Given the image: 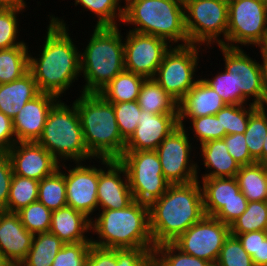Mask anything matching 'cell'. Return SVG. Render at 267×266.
<instances>
[{
	"label": "cell",
	"instance_id": "obj_40",
	"mask_svg": "<svg viewBox=\"0 0 267 266\" xmlns=\"http://www.w3.org/2000/svg\"><path fill=\"white\" fill-rule=\"evenodd\" d=\"M23 226L31 233L49 232L52 211L38 200L17 212Z\"/></svg>",
	"mask_w": 267,
	"mask_h": 266
},
{
	"label": "cell",
	"instance_id": "obj_16",
	"mask_svg": "<svg viewBox=\"0 0 267 266\" xmlns=\"http://www.w3.org/2000/svg\"><path fill=\"white\" fill-rule=\"evenodd\" d=\"M99 160L107 168H98L97 199L99 212L100 208L102 210L126 208L134 199L125 167L118 160L104 158H99Z\"/></svg>",
	"mask_w": 267,
	"mask_h": 266
},
{
	"label": "cell",
	"instance_id": "obj_10",
	"mask_svg": "<svg viewBox=\"0 0 267 266\" xmlns=\"http://www.w3.org/2000/svg\"><path fill=\"white\" fill-rule=\"evenodd\" d=\"M267 35V0H229L226 47H260ZM237 44V45H236Z\"/></svg>",
	"mask_w": 267,
	"mask_h": 266
},
{
	"label": "cell",
	"instance_id": "obj_43",
	"mask_svg": "<svg viewBox=\"0 0 267 266\" xmlns=\"http://www.w3.org/2000/svg\"><path fill=\"white\" fill-rule=\"evenodd\" d=\"M236 236L244 250L251 256L254 266H267V237L265 231H252Z\"/></svg>",
	"mask_w": 267,
	"mask_h": 266
},
{
	"label": "cell",
	"instance_id": "obj_28",
	"mask_svg": "<svg viewBox=\"0 0 267 266\" xmlns=\"http://www.w3.org/2000/svg\"><path fill=\"white\" fill-rule=\"evenodd\" d=\"M235 178L248 202L267 201V165L255 162L240 166Z\"/></svg>",
	"mask_w": 267,
	"mask_h": 266
},
{
	"label": "cell",
	"instance_id": "obj_18",
	"mask_svg": "<svg viewBox=\"0 0 267 266\" xmlns=\"http://www.w3.org/2000/svg\"><path fill=\"white\" fill-rule=\"evenodd\" d=\"M6 154L13 174L38 181L54 173L61 164L37 142H16Z\"/></svg>",
	"mask_w": 267,
	"mask_h": 266
},
{
	"label": "cell",
	"instance_id": "obj_17",
	"mask_svg": "<svg viewBox=\"0 0 267 266\" xmlns=\"http://www.w3.org/2000/svg\"><path fill=\"white\" fill-rule=\"evenodd\" d=\"M76 167L65 170L67 206L83 213L92 221L90 215L98 208V168L75 162Z\"/></svg>",
	"mask_w": 267,
	"mask_h": 266
},
{
	"label": "cell",
	"instance_id": "obj_26",
	"mask_svg": "<svg viewBox=\"0 0 267 266\" xmlns=\"http://www.w3.org/2000/svg\"><path fill=\"white\" fill-rule=\"evenodd\" d=\"M200 148V156L203 157V164L208 170V173L205 172L201 178L236 176L240 165L229 154L227 145L223 139L207 141L200 145Z\"/></svg>",
	"mask_w": 267,
	"mask_h": 266
},
{
	"label": "cell",
	"instance_id": "obj_58",
	"mask_svg": "<svg viewBox=\"0 0 267 266\" xmlns=\"http://www.w3.org/2000/svg\"><path fill=\"white\" fill-rule=\"evenodd\" d=\"M216 1L228 2L229 0H216Z\"/></svg>",
	"mask_w": 267,
	"mask_h": 266
},
{
	"label": "cell",
	"instance_id": "obj_15",
	"mask_svg": "<svg viewBox=\"0 0 267 266\" xmlns=\"http://www.w3.org/2000/svg\"><path fill=\"white\" fill-rule=\"evenodd\" d=\"M127 32L124 39L125 70L146 79L153 78L172 44L153 35L130 30Z\"/></svg>",
	"mask_w": 267,
	"mask_h": 266
},
{
	"label": "cell",
	"instance_id": "obj_1",
	"mask_svg": "<svg viewBox=\"0 0 267 266\" xmlns=\"http://www.w3.org/2000/svg\"><path fill=\"white\" fill-rule=\"evenodd\" d=\"M66 25L63 19L51 15L39 58L29 54L28 71L39 91L58 98L82 75L80 51L69 36Z\"/></svg>",
	"mask_w": 267,
	"mask_h": 266
},
{
	"label": "cell",
	"instance_id": "obj_30",
	"mask_svg": "<svg viewBox=\"0 0 267 266\" xmlns=\"http://www.w3.org/2000/svg\"><path fill=\"white\" fill-rule=\"evenodd\" d=\"M64 244L50 232L34 234L28 255L19 266H51Z\"/></svg>",
	"mask_w": 267,
	"mask_h": 266
},
{
	"label": "cell",
	"instance_id": "obj_21",
	"mask_svg": "<svg viewBox=\"0 0 267 266\" xmlns=\"http://www.w3.org/2000/svg\"><path fill=\"white\" fill-rule=\"evenodd\" d=\"M59 99L53 94L41 92L27 102L13 118L16 142H37L43 133L50 109Z\"/></svg>",
	"mask_w": 267,
	"mask_h": 266
},
{
	"label": "cell",
	"instance_id": "obj_13",
	"mask_svg": "<svg viewBox=\"0 0 267 266\" xmlns=\"http://www.w3.org/2000/svg\"><path fill=\"white\" fill-rule=\"evenodd\" d=\"M229 235V225L213 216L205 215L172 243L182 252L215 265Z\"/></svg>",
	"mask_w": 267,
	"mask_h": 266
},
{
	"label": "cell",
	"instance_id": "obj_27",
	"mask_svg": "<svg viewBox=\"0 0 267 266\" xmlns=\"http://www.w3.org/2000/svg\"><path fill=\"white\" fill-rule=\"evenodd\" d=\"M137 102L143 111L151 114H178V102L153 78L144 80Z\"/></svg>",
	"mask_w": 267,
	"mask_h": 266
},
{
	"label": "cell",
	"instance_id": "obj_54",
	"mask_svg": "<svg viewBox=\"0 0 267 266\" xmlns=\"http://www.w3.org/2000/svg\"><path fill=\"white\" fill-rule=\"evenodd\" d=\"M23 0H0V10L18 6Z\"/></svg>",
	"mask_w": 267,
	"mask_h": 266
},
{
	"label": "cell",
	"instance_id": "obj_37",
	"mask_svg": "<svg viewBox=\"0 0 267 266\" xmlns=\"http://www.w3.org/2000/svg\"><path fill=\"white\" fill-rule=\"evenodd\" d=\"M122 0H74L75 6L80 4L83 8L90 10L97 16L96 25L102 26H118L116 21L122 23L124 17V6L119 3Z\"/></svg>",
	"mask_w": 267,
	"mask_h": 266
},
{
	"label": "cell",
	"instance_id": "obj_52",
	"mask_svg": "<svg viewBox=\"0 0 267 266\" xmlns=\"http://www.w3.org/2000/svg\"><path fill=\"white\" fill-rule=\"evenodd\" d=\"M15 143L13 120L0 112V153H7Z\"/></svg>",
	"mask_w": 267,
	"mask_h": 266
},
{
	"label": "cell",
	"instance_id": "obj_2",
	"mask_svg": "<svg viewBox=\"0 0 267 266\" xmlns=\"http://www.w3.org/2000/svg\"><path fill=\"white\" fill-rule=\"evenodd\" d=\"M199 180L170 185L149 206V228L154 246L174 242L191 225L205 216Z\"/></svg>",
	"mask_w": 267,
	"mask_h": 266
},
{
	"label": "cell",
	"instance_id": "obj_53",
	"mask_svg": "<svg viewBox=\"0 0 267 266\" xmlns=\"http://www.w3.org/2000/svg\"><path fill=\"white\" fill-rule=\"evenodd\" d=\"M261 58H262V63H261V71H262V84H263V90L265 93V106H267V55L263 53L261 50Z\"/></svg>",
	"mask_w": 267,
	"mask_h": 266
},
{
	"label": "cell",
	"instance_id": "obj_38",
	"mask_svg": "<svg viewBox=\"0 0 267 266\" xmlns=\"http://www.w3.org/2000/svg\"><path fill=\"white\" fill-rule=\"evenodd\" d=\"M27 6L23 0L18 6L0 10V50L9 49L16 46H27L24 40L19 41L18 14L25 10ZM18 40V42H17Z\"/></svg>",
	"mask_w": 267,
	"mask_h": 266
},
{
	"label": "cell",
	"instance_id": "obj_41",
	"mask_svg": "<svg viewBox=\"0 0 267 266\" xmlns=\"http://www.w3.org/2000/svg\"><path fill=\"white\" fill-rule=\"evenodd\" d=\"M112 104L120 135L127 141L138 126L142 109L138 105L137 100Z\"/></svg>",
	"mask_w": 267,
	"mask_h": 266
},
{
	"label": "cell",
	"instance_id": "obj_33",
	"mask_svg": "<svg viewBox=\"0 0 267 266\" xmlns=\"http://www.w3.org/2000/svg\"><path fill=\"white\" fill-rule=\"evenodd\" d=\"M39 181L13 174L7 208L5 211L17 213L38 200Z\"/></svg>",
	"mask_w": 267,
	"mask_h": 266
},
{
	"label": "cell",
	"instance_id": "obj_32",
	"mask_svg": "<svg viewBox=\"0 0 267 266\" xmlns=\"http://www.w3.org/2000/svg\"><path fill=\"white\" fill-rule=\"evenodd\" d=\"M28 46L0 50V84L10 83L28 72Z\"/></svg>",
	"mask_w": 267,
	"mask_h": 266
},
{
	"label": "cell",
	"instance_id": "obj_24",
	"mask_svg": "<svg viewBox=\"0 0 267 266\" xmlns=\"http://www.w3.org/2000/svg\"><path fill=\"white\" fill-rule=\"evenodd\" d=\"M201 184L206 216H214L232 200H247L235 177L202 178Z\"/></svg>",
	"mask_w": 267,
	"mask_h": 266
},
{
	"label": "cell",
	"instance_id": "obj_35",
	"mask_svg": "<svg viewBox=\"0 0 267 266\" xmlns=\"http://www.w3.org/2000/svg\"><path fill=\"white\" fill-rule=\"evenodd\" d=\"M230 234L265 231L267 228V201L248 202L245 212L229 226Z\"/></svg>",
	"mask_w": 267,
	"mask_h": 266
},
{
	"label": "cell",
	"instance_id": "obj_7",
	"mask_svg": "<svg viewBox=\"0 0 267 266\" xmlns=\"http://www.w3.org/2000/svg\"><path fill=\"white\" fill-rule=\"evenodd\" d=\"M62 101L60 98L50 109L37 143L59 162L69 159L73 162L95 159L85 146L76 105L72 103V107H69Z\"/></svg>",
	"mask_w": 267,
	"mask_h": 266
},
{
	"label": "cell",
	"instance_id": "obj_12",
	"mask_svg": "<svg viewBox=\"0 0 267 266\" xmlns=\"http://www.w3.org/2000/svg\"><path fill=\"white\" fill-rule=\"evenodd\" d=\"M189 135L185 126L179 125L155 150L161 162L163 176L171 185L188 184L199 179V165L190 160L193 150Z\"/></svg>",
	"mask_w": 267,
	"mask_h": 266
},
{
	"label": "cell",
	"instance_id": "obj_3",
	"mask_svg": "<svg viewBox=\"0 0 267 266\" xmlns=\"http://www.w3.org/2000/svg\"><path fill=\"white\" fill-rule=\"evenodd\" d=\"M101 211L91 221V234L99 238H91L92 245L109 249L155 248L148 204L134 200L126 208Z\"/></svg>",
	"mask_w": 267,
	"mask_h": 266
},
{
	"label": "cell",
	"instance_id": "obj_23",
	"mask_svg": "<svg viewBox=\"0 0 267 266\" xmlns=\"http://www.w3.org/2000/svg\"><path fill=\"white\" fill-rule=\"evenodd\" d=\"M88 231H91V220L83 213L70 206L52 211L49 232L55 234L65 244L91 242V238L85 236Z\"/></svg>",
	"mask_w": 267,
	"mask_h": 266
},
{
	"label": "cell",
	"instance_id": "obj_56",
	"mask_svg": "<svg viewBox=\"0 0 267 266\" xmlns=\"http://www.w3.org/2000/svg\"><path fill=\"white\" fill-rule=\"evenodd\" d=\"M259 48L263 53L267 55V35H266L264 43Z\"/></svg>",
	"mask_w": 267,
	"mask_h": 266
},
{
	"label": "cell",
	"instance_id": "obj_19",
	"mask_svg": "<svg viewBox=\"0 0 267 266\" xmlns=\"http://www.w3.org/2000/svg\"><path fill=\"white\" fill-rule=\"evenodd\" d=\"M178 126V114H151L141 110L138 126L126 141L124 151L156 150Z\"/></svg>",
	"mask_w": 267,
	"mask_h": 266
},
{
	"label": "cell",
	"instance_id": "obj_42",
	"mask_svg": "<svg viewBox=\"0 0 267 266\" xmlns=\"http://www.w3.org/2000/svg\"><path fill=\"white\" fill-rule=\"evenodd\" d=\"M214 266H254V263L239 239L230 234L225 239Z\"/></svg>",
	"mask_w": 267,
	"mask_h": 266
},
{
	"label": "cell",
	"instance_id": "obj_45",
	"mask_svg": "<svg viewBox=\"0 0 267 266\" xmlns=\"http://www.w3.org/2000/svg\"><path fill=\"white\" fill-rule=\"evenodd\" d=\"M193 126L194 137L200 141L199 145L207 141L222 139L226 132L221 130L220 120L216 115H207L189 119Z\"/></svg>",
	"mask_w": 267,
	"mask_h": 266
},
{
	"label": "cell",
	"instance_id": "obj_44",
	"mask_svg": "<svg viewBox=\"0 0 267 266\" xmlns=\"http://www.w3.org/2000/svg\"><path fill=\"white\" fill-rule=\"evenodd\" d=\"M91 245V242L64 244L51 266H85Z\"/></svg>",
	"mask_w": 267,
	"mask_h": 266
},
{
	"label": "cell",
	"instance_id": "obj_46",
	"mask_svg": "<svg viewBox=\"0 0 267 266\" xmlns=\"http://www.w3.org/2000/svg\"><path fill=\"white\" fill-rule=\"evenodd\" d=\"M203 80L220 95L226 105H237L236 82L233 73L221 70L213 78Z\"/></svg>",
	"mask_w": 267,
	"mask_h": 266
},
{
	"label": "cell",
	"instance_id": "obj_5",
	"mask_svg": "<svg viewBox=\"0 0 267 266\" xmlns=\"http://www.w3.org/2000/svg\"><path fill=\"white\" fill-rule=\"evenodd\" d=\"M118 26H95L85 50L80 51V70L85 85L82 93H99L125 70L124 40Z\"/></svg>",
	"mask_w": 267,
	"mask_h": 266
},
{
	"label": "cell",
	"instance_id": "obj_34",
	"mask_svg": "<svg viewBox=\"0 0 267 266\" xmlns=\"http://www.w3.org/2000/svg\"><path fill=\"white\" fill-rule=\"evenodd\" d=\"M244 134L250 155L262 164L263 142L267 135V106H259L250 115Z\"/></svg>",
	"mask_w": 267,
	"mask_h": 266
},
{
	"label": "cell",
	"instance_id": "obj_49",
	"mask_svg": "<svg viewBox=\"0 0 267 266\" xmlns=\"http://www.w3.org/2000/svg\"><path fill=\"white\" fill-rule=\"evenodd\" d=\"M12 177L11 161L6 153H0V210L7 208Z\"/></svg>",
	"mask_w": 267,
	"mask_h": 266
},
{
	"label": "cell",
	"instance_id": "obj_6",
	"mask_svg": "<svg viewBox=\"0 0 267 266\" xmlns=\"http://www.w3.org/2000/svg\"><path fill=\"white\" fill-rule=\"evenodd\" d=\"M122 23L135 25L132 30L166 40L173 46L189 45L185 29L183 0H124ZM175 43V44H174Z\"/></svg>",
	"mask_w": 267,
	"mask_h": 266
},
{
	"label": "cell",
	"instance_id": "obj_31",
	"mask_svg": "<svg viewBox=\"0 0 267 266\" xmlns=\"http://www.w3.org/2000/svg\"><path fill=\"white\" fill-rule=\"evenodd\" d=\"M61 167L68 168L62 163L54 173L39 181L38 201L50 211L67 206L65 175Z\"/></svg>",
	"mask_w": 267,
	"mask_h": 266
},
{
	"label": "cell",
	"instance_id": "obj_51",
	"mask_svg": "<svg viewBox=\"0 0 267 266\" xmlns=\"http://www.w3.org/2000/svg\"><path fill=\"white\" fill-rule=\"evenodd\" d=\"M247 205V200H232L224 204L213 217L230 226L235 219L245 212Z\"/></svg>",
	"mask_w": 267,
	"mask_h": 266
},
{
	"label": "cell",
	"instance_id": "obj_36",
	"mask_svg": "<svg viewBox=\"0 0 267 266\" xmlns=\"http://www.w3.org/2000/svg\"><path fill=\"white\" fill-rule=\"evenodd\" d=\"M245 106L246 104L226 105L215 114L220 120L221 130H225L226 135L245 133L250 115L259 107L251 102Z\"/></svg>",
	"mask_w": 267,
	"mask_h": 266
},
{
	"label": "cell",
	"instance_id": "obj_11",
	"mask_svg": "<svg viewBox=\"0 0 267 266\" xmlns=\"http://www.w3.org/2000/svg\"><path fill=\"white\" fill-rule=\"evenodd\" d=\"M198 46V47H197ZM174 47V48H173ZM200 45L171 46L153 79L178 103L196 84Z\"/></svg>",
	"mask_w": 267,
	"mask_h": 266
},
{
	"label": "cell",
	"instance_id": "obj_55",
	"mask_svg": "<svg viewBox=\"0 0 267 266\" xmlns=\"http://www.w3.org/2000/svg\"><path fill=\"white\" fill-rule=\"evenodd\" d=\"M262 164L267 165V135L263 142L262 148Z\"/></svg>",
	"mask_w": 267,
	"mask_h": 266
},
{
	"label": "cell",
	"instance_id": "obj_25",
	"mask_svg": "<svg viewBox=\"0 0 267 266\" xmlns=\"http://www.w3.org/2000/svg\"><path fill=\"white\" fill-rule=\"evenodd\" d=\"M40 93L29 71L17 80L0 84V112L13 120L19 110Z\"/></svg>",
	"mask_w": 267,
	"mask_h": 266
},
{
	"label": "cell",
	"instance_id": "obj_9",
	"mask_svg": "<svg viewBox=\"0 0 267 266\" xmlns=\"http://www.w3.org/2000/svg\"><path fill=\"white\" fill-rule=\"evenodd\" d=\"M118 161L125 167L133 199L145 204L160 198L171 185L163 176L155 150L124 151Z\"/></svg>",
	"mask_w": 267,
	"mask_h": 266
},
{
	"label": "cell",
	"instance_id": "obj_57",
	"mask_svg": "<svg viewBox=\"0 0 267 266\" xmlns=\"http://www.w3.org/2000/svg\"><path fill=\"white\" fill-rule=\"evenodd\" d=\"M0 266H11V265L0 255Z\"/></svg>",
	"mask_w": 267,
	"mask_h": 266
},
{
	"label": "cell",
	"instance_id": "obj_22",
	"mask_svg": "<svg viewBox=\"0 0 267 266\" xmlns=\"http://www.w3.org/2000/svg\"><path fill=\"white\" fill-rule=\"evenodd\" d=\"M226 104L220 95L213 90L203 78H198L196 84L178 103V124L184 126V120L215 115Z\"/></svg>",
	"mask_w": 267,
	"mask_h": 266
},
{
	"label": "cell",
	"instance_id": "obj_4",
	"mask_svg": "<svg viewBox=\"0 0 267 266\" xmlns=\"http://www.w3.org/2000/svg\"><path fill=\"white\" fill-rule=\"evenodd\" d=\"M79 113L83 138L89 153L99 158L118 160L126 141L121 137L113 104L99 93H82L73 102Z\"/></svg>",
	"mask_w": 267,
	"mask_h": 266
},
{
	"label": "cell",
	"instance_id": "obj_47",
	"mask_svg": "<svg viewBox=\"0 0 267 266\" xmlns=\"http://www.w3.org/2000/svg\"><path fill=\"white\" fill-rule=\"evenodd\" d=\"M154 248L116 249V266H154Z\"/></svg>",
	"mask_w": 267,
	"mask_h": 266
},
{
	"label": "cell",
	"instance_id": "obj_20",
	"mask_svg": "<svg viewBox=\"0 0 267 266\" xmlns=\"http://www.w3.org/2000/svg\"><path fill=\"white\" fill-rule=\"evenodd\" d=\"M33 237L18 213L0 210V255L11 266H19L26 259Z\"/></svg>",
	"mask_w": 267,
	"mask_h": 266
},
{
	"label": "cell",
	"instance_id": "obj_50",
	"mask_svg": "<svg viewBox=\"0 0 267 266\" xmlns=\"http://www.w3.org/2000/svg\"><path fill=\"white\" fill-rule=\"evenodd\" d=\"M85 266H116V249L91 245Z\"/></svg>",
	"mask_w": 267,
	"mask_h": 266
},
{
	"label": "cell",
	"instance_id": "obj_8",
	"mask_svg": "<svg viewBox=\"0 0 267 266\" xmlns=\"http://www.w3.org/2000/svg\"><path fill=\"white\" fill-rule=\"evenodd\" d=\"M185 29L189 44L226 46L228 2L216 0H183ZM224 39L218 38L219 36ZM225 40V41H224Z\"/></svg>",
	"mask_w": 267,
	"mask_h": 266
},
{
	"label": "cell",
	"instance_id": "obj_29",
	"mask_svg": "<svg viewBox=\"0 0 267 266\" xmlns=\"http://www.w3.org/2000/svg\"><path fill=\"white\" fill-rule=\"evenodd\" d=\"M145 79L141 75L124 70L116 75L99 94L109 103L136 101Z\"/></svg>",
	"mask_w": 267,
	"mask_h": 266
},
{
	"label": "cell",
	"instance_id": "obj_39",
	"mask_svg": "<svg viewBox=\"0 0 267 266\" xmlns=\"http://www.w3.org/2000/svg\"><path fill=\"white\" fill-rule=\"evenodd\" d=\"M154 266H214L209 261L182 252L173 243L154 248Z\"/></svg>",
	"mask_w": 267,
	"mask_h": 266
},
{
	"label": "cell",
	"instance_id": "obj_14",
	"mask_svg": "<svg viewBox=\"0 0 267 266\" xmlns=\"http://www.w3.org/2000/svg\"><path fill=\"white\" fill-rule=\"evenodd\" d=\"M218 47L224 57V69L235 77L237 105H247L249 98L253 97L252 104L265 106L261 64L247 55L241 47Z\"/></svg>",
	"mask_w": 267,
	"mask_h": 266
},
{
	"label": "cell",
	"instance_id": "obj_48",
	"mask_svg": "<svg viewBox=\"0 0 267 266\" xmlns=\"http://www.w3.org/2000/svg\"><path fill=\"white\" fill-rule=\"evenodd\" d=\"M222 139L227 145L229 154L240 166H245L256 162L248 150L245 134L235 133L225 135Z\"/></svg>",
	"mask_w": 267,
	"mask_h": 266
}]
</instances>
